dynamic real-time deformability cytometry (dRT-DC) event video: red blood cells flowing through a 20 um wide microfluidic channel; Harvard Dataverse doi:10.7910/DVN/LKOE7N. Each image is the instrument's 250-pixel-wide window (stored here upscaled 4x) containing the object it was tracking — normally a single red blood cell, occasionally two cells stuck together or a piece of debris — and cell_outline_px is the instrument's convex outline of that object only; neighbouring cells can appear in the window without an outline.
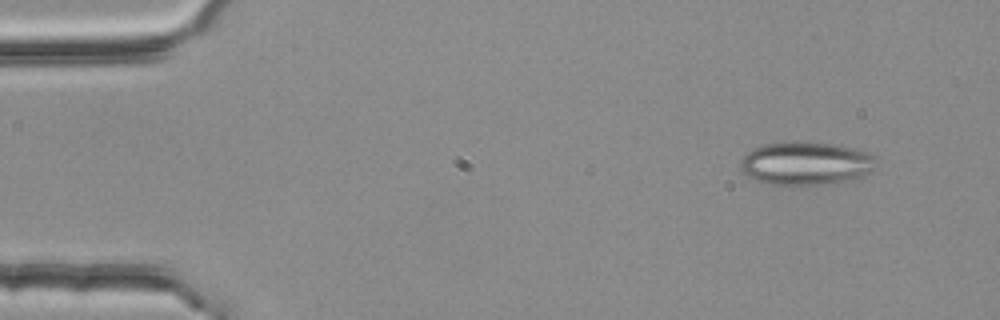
{"species": "common noctule bat (a hibernating species)", "species_latin": "Nyctalus noctula", "temperature_condition": "room temperature", "stored_images_in_passage": 2, "camera_frame_rate_fps": 3000, "um_per_image_px": 0.085, "animal": {"sex": "female", "body_mass_g": 25.1}, "frame": {"image": 1, "passage_image": 2, "time_ms": 0.333, "image_size_px": [1000, 320], "cell_outline_px": [[876, 160], [872, 172], [860, 176], [840, 180], [816, 184], [764, 184], [748, 176], [740, 168], [740, 160], [752, 148], [764, 144], [836, 144], [864, 152], [876, 156]], "centroid_in_image_um": [68.45, 13.9], "position_along_channel_um": 16.6, "area_um2": 32.83}}